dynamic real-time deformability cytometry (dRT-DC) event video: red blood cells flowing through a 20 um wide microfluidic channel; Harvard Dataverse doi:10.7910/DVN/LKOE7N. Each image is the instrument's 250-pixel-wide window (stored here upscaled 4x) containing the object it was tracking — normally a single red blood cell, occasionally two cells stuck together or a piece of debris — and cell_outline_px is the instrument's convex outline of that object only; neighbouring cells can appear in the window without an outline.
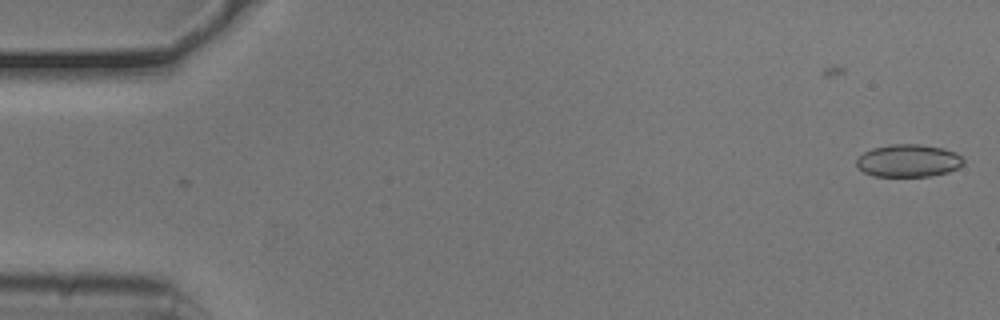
{"species": "common noctule bat (a hibernating species)", "species_latin": "Nyctalus noctula", "temperature_condition": "cold", "stored_images_in_passage": 6, "camera_frame_rate_fps": 3000, "um_per_image_px": 0.085, "animal": {"sex": "male", "body_mass_g": 20.5, "forearm_length_mm": 52.5}, "frame": {"image": 1, "passage_image": 6, "time_ms": 1.667, "image_size_px": [1000, 320], "cell_outline_px": [[964, 164], [948, 172], [928, 176], [872, 176], [856, 168], [856, 160], [864, 152], [872, 148], [892, 144], [920, 144], [944, 148], [956, 152], [964, 160]], "centroid_in_image_um": [77.2, 13.65], "position_along_channel_um": 7.8, "area_um2": 20.4}}